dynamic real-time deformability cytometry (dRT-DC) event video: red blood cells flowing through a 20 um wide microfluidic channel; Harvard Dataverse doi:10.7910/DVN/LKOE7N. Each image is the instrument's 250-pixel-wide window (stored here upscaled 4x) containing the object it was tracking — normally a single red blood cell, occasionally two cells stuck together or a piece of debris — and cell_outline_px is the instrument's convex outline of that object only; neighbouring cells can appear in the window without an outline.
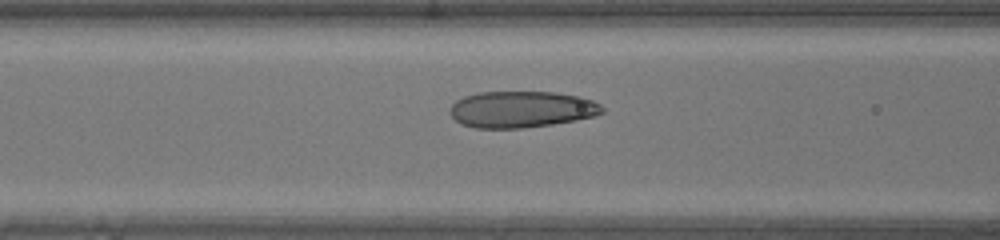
{"species": "human", "species_latin": "Homo sapiens", "temperature_condition": "warm", "stored_images_in_passage": 46, "camera_frame_rate_fps": 3000, "um_per_image_px": 0.085, "donor": {"sex": "male"}, "frame": {"image": 1, "passage_image": 18, "time_ms": 5.667, "image_size_px": [1000, 240], "cell_outline_px": [[604, 112], [596, 116], [552, 124], [524, 128], [476, 128], [460, 124], [448, 112], [452, 104], [456, 100], [464, 96], [480, 92], [552, 92], [580, 96], [592, 100], [600, 104], [604, 108]], "centroid_in_image_um": [44.32, 9.29], "position_along_channel_um": 122.3, "area_um2": 32.48}}
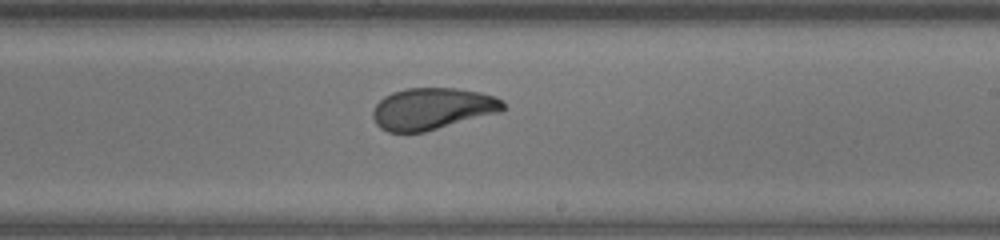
{"frame": {"image": 2, "passage_image": 27, "time_ms": 8.667, "image_size_px": [1000, 240], "cell_outline_px": [[504, 108], [500, 112], [424, 132], [388, 132], [380, 128], [376, 124], [372, 116], [372, 112], [376, 104], [384, 96], [392, 92], [404, 88], [456, 88], [480, 92], [504, 100]], "centroid_in_image_um": [36.72, 9.24], "position_along_channel_um": 252.3, "area_um2": 31.67}}
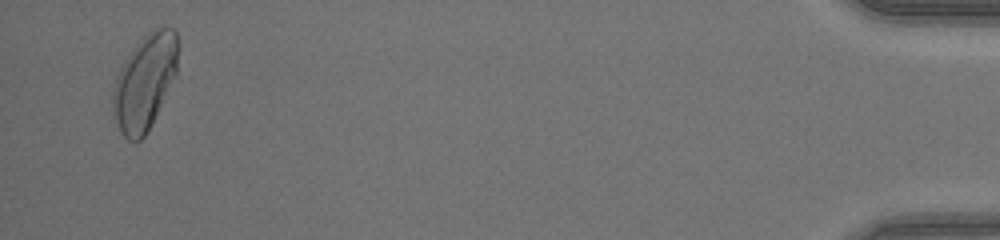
{"frame": {"image": 3, "passage_image": 45, "time_ms": 14.667, "image_size_px": [1000, 240], "cell_outline_px": [[180, 44], [176, 76], [144, 136], [140, 140], [128, 140], [124, 136], [116, 120], [112, 100], [112, 92], [116, 76], [124, 60], [140, 40], [148, 32], [156, 28], [172, 28], [176, 32]], "centroid_in_image_um": [12.33, 6.91], "position_along_channel_um": 422.9, "area_um2": 35.78}}